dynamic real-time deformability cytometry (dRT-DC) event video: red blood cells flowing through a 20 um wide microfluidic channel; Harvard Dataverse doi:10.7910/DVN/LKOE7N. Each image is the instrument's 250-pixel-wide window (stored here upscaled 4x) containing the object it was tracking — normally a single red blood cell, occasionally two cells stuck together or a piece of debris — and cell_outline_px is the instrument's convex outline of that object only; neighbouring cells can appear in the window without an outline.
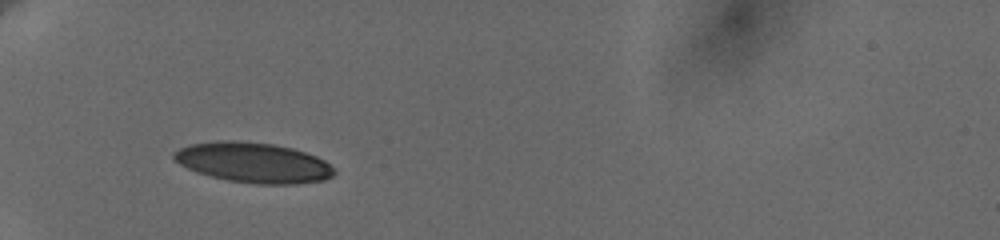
{"species": "human", "species_latin": "Homo sapiens", "temperature_condition": "cold", "stored_images_in_passage": 3, "camera_frame_rate_fps": 3000, "um_per_image_px": 0.085, "donor": {"sex": "female"}, "frame": {"image": 1, "passage_image": 1, "time_ms": 0.0, "image_size_px": [1000, 240], "cell_outline_px": [[336, 172], [332, 176], [324, 180], [296, 184], [256, 184], [228, 180], [196, 172], [180, 164], [172, 156], [172, 152], [180, 148], [192, 144], [220, 140], [236, 140], [276, 144], [292, 148], [316, 156], [324, 160], [336, 168]], "centroid_in_image_um": [21.57, 13.81], "position_along_channel_um": 63.4, "area_um2": 37.63}}
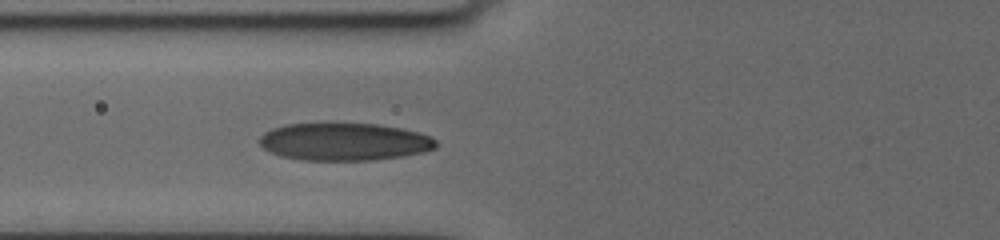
{"frame": {"image": 2, "passage_image": 3, "time_ms": 1.333, "image_size_px": [1000, 240], "cell_outline_px": [[436, 148], [424, 152], [400, 156], [372, 160], [300, 160], [280, 156], [268, 152], [260, 144], [260, 136], [264, 132], [272, 128], [288, 124], [376, 124], [400, 128], [420, 132], [432, 136], [436, 140]], "centroid_in_image_um": [29.26, 12.05], "position_along_channel_um": 96.5, "area_um2": 38.61}}